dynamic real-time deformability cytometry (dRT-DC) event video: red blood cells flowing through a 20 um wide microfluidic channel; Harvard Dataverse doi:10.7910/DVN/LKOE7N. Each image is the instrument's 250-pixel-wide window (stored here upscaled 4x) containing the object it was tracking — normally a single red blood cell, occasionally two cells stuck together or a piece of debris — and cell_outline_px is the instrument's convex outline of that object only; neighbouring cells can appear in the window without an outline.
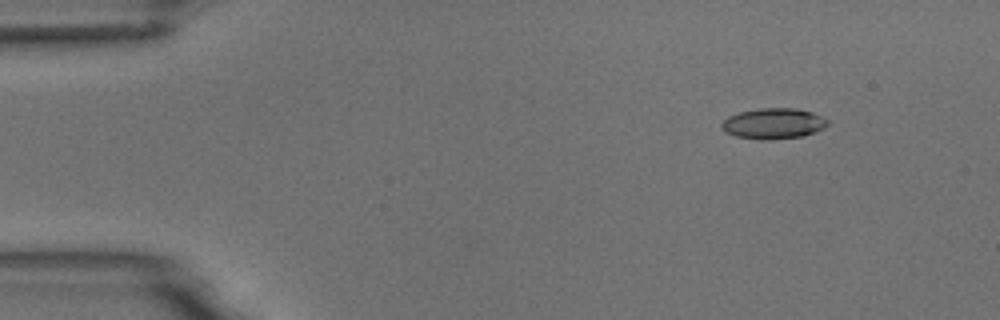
{"species": "common noctule bat (a hibernating species)", "species_latin": "Nyctalus noctula", "temperature_condition": "room temperature", "stored_images_in_passage": 7, "camera_frame_rate_fps": 3000, "um_per_image_px": 0.085, "animal": {"sex": "male", "body_mass_g": 18.8}, "frame": {"image": 1, "passage_image": 1, "time_ms": 0.0, "image_size_px": [1000, 320], "cell_outline_px": [[828, 124], [824, 128], [804, 136], [764, 140], [736, 136], [724, 132], [720, 128], [720, 124], [728, 116], [740, 112], [760, 108], [796, 108], [812, 112], [828, 120]], "centroid_in_image_um": [65.72, 10.5], "position_along_channel_um": 19.3, "area_um2": 18.96}}
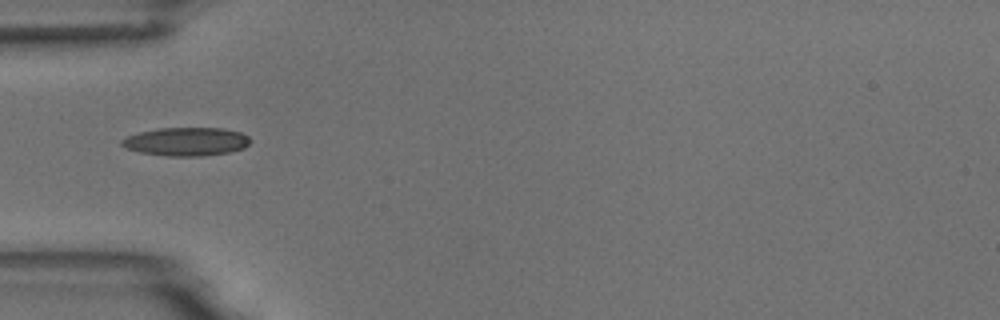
{"frame": {"image": 2, "passage_image": 4, "time_ms": 3.667, "image_size_px": [1000, 320], "cell_outline_px": [[252, 140], [244, 148], [228, 152], [200, 156], [168, 156], [140, 152], [124, 148], [120, 144], [120, 140], [136, 132], [160, 128], [224, 128], [240, 132], [248, 136]], "centroid_in_image_um": [15.81, 12.03], "position_along_channel_um": 69.2, "area_um2": 21.39}}